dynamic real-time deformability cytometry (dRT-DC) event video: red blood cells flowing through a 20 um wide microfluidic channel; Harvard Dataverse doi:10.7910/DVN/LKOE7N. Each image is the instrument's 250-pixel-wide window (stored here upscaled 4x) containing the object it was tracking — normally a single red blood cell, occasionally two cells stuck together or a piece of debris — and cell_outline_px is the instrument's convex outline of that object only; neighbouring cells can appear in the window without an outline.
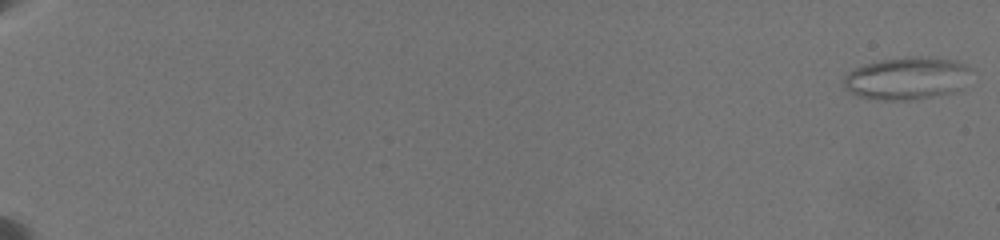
{"species": "common noctule bat (a hibernating species)", "species_latin": "Nyctalus noctula", "temperature_condition": "warm", "stored_images_in_passage": 60, "camera_frame_rate_fps": 3000, "um_per_image_px": 0.085, "animal": {"sex": "female", "body_mass_g": 19.5, "forearm_length_mm": 54.1}, "frame": {"image": 1, "passage_image": 1, "time_ms": 0.0, "image_size_px": [1000, 240], "cell_outline_px": [[968, 68], [956, 88], [952, 92], [908, 100], [880, 100], [860, 96], [852, 92], [844, 84], [844, 76], [848, 72], [856, 68], [868, 64], [884, 60], [948, 60], [964, 64]], "centroid_in_image_um": [76.92, 6.72], "position_along_channel_um": 8.1, "area_um2": 28.9}}
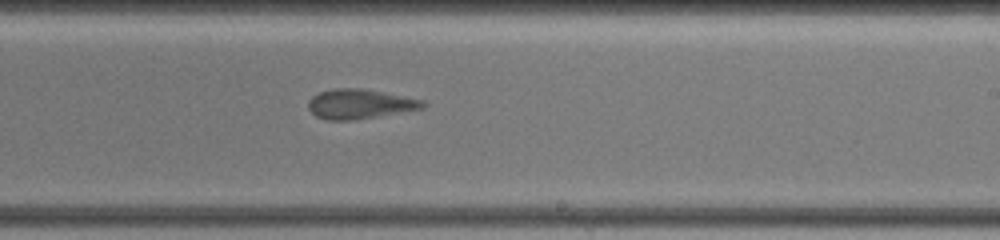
{"frame": {"image": 2, "passage_image": 39, "time_ms": 14.333, "image_size_px": [1000, 240], "cell_outline_px": [[428, 104], [424, 108], [352, 120], [328, 120], [316, 116], [308, 108], [308, 100], [312, 96], [320, 92], [336, 88], [360, 88], [424, 100]], "centroid_in_image_um": [30.57, 8.84], "position_along_channel_um": 258.4, "area_um2": 19.54}}
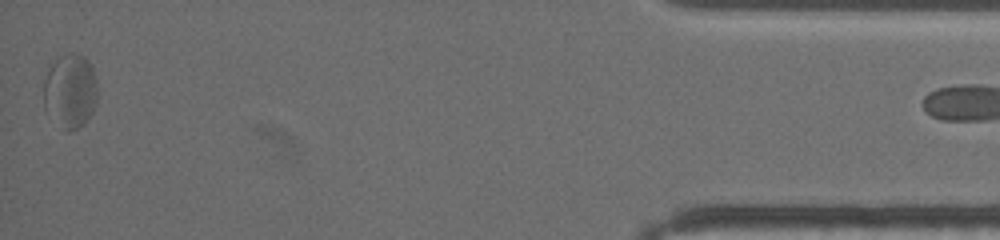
{"frame": {"image": 3, "passage_image": 58, "time_ms": 21.333, "image_size_px": [1000, 240], "cell_outline_px": [[96, 104], [88, 120], [84, 124], [68, 132], [44, 108], [44, 80], [48, 68], [56, 56], [68, 52], [76, 52], [84, 56], [88, 60], [92, 68], [96, 80]], "centroid_in_image_um": [5.97, 7.67], "position_along_channel_um": 429.2, "area_um2": 23.41}}